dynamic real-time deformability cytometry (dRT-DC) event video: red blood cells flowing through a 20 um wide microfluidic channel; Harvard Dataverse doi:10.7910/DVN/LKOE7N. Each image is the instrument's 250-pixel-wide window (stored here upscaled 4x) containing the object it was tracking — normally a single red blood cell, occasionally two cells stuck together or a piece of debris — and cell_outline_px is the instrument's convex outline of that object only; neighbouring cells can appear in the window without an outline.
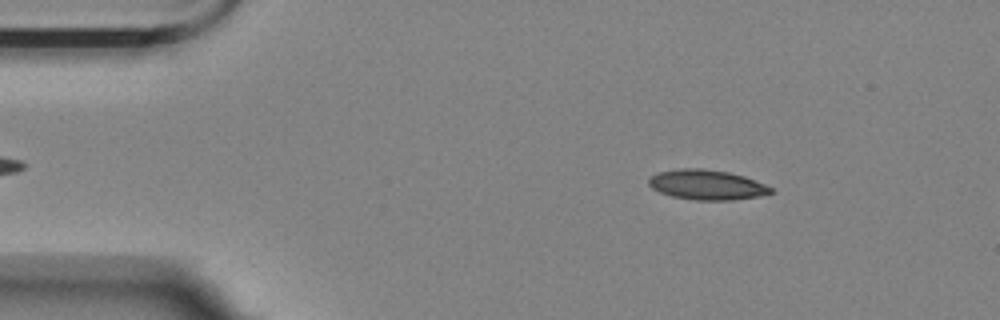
{"species": "Egyptian fruit bat (a non-hibernating species)", "species_latin": "Rousettus aegyptiacus", "temperature_condition": "room temperature", "stored_images_in_passage": 10, "camera_frame_rate_fps": 3000, "um_per_image_px": 0.085, "animal": {"sex": "female"}, "frame": {"image": 1, "passage_image": 4, "time_ms": 1.0, "image_size_px": [1000, 320], "cell_outline_px": [[772, 192], [760, 196], [732, 200], [696, 200], [672, 196], [660, 192], [652, 188], [648, 184], [648, 180], [652, 176], [660, 172], [680, 168], [700, 168], [728, 172], [744, 176], [764, 184], [772, 188]], "centroid_in_image_um": [60.07, 15.71], "position_along_channel_um": 24.9, "area_um2": 21.1}}